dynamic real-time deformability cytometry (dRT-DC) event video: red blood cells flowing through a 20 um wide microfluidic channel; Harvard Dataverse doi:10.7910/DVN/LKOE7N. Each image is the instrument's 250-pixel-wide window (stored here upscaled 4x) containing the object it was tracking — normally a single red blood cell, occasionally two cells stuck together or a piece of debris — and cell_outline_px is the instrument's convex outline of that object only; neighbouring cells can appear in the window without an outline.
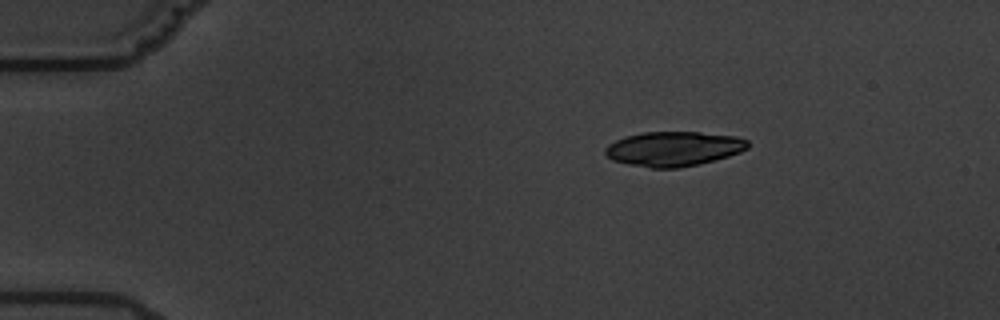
{"species": "common noctule bat (a hibernating species)", "species_latin": "Nyctalus noctula", "temperature_condition": "warm", "stored_images_in_passage": 4, "camera_frame_rate_fps": 3000, "um_per_image_px": 0.085, "animal": {"sex": "male", "body_mass_g": 19.5, "forearm_length_mm": 54.6}, "frame": {"image": 1, "passage_image": 2, "time_ms": 1.333, "image_size_px": [1000, 320], "cell_outline_px": [[748, 148], [740, 152], [728, 156], [680, 168], [648, 168], [628, 164], [612, 160], [604, 152], [604, 148], [608, 144], [624, 136], [644, 132], [700, 132], [736, 136], [748, 140]], "centroid_in_image_um": [57.23, 12.64], "position_along_channel_um": 27.8, "area_um2": 28.78}}